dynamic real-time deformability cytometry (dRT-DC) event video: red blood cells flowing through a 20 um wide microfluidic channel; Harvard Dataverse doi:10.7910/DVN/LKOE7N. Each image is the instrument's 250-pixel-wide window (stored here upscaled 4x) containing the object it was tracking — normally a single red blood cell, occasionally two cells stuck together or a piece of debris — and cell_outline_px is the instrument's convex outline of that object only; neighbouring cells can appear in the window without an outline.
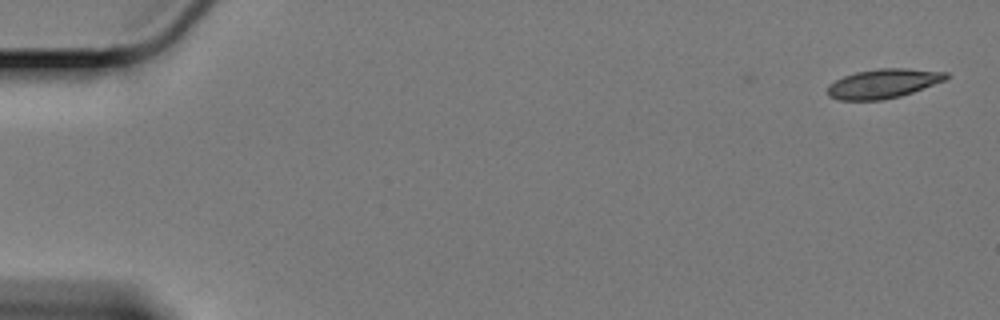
{"species": "Egyptian fruit bat (a non-hibernating species)", "species_latin": "Rousettus aegyptiacus", "temperature_condition": "cold", "stored_images_in_passage": 7, "camera_frame_rate_fps": 3000, "um_per_image_px": 0.085, "animal": {"sex": "female"}, "frame": {"image": 1, "passage_image": 1, "time_ms": 0.0, "image_size_px": [1000, 320], "cell_outline_px": [[952, 76], [948, 80], [900, 96], [880, 100], [840, 100], [828, 96], [828, 84], [844, 76], [856, 72], [880, 68], [908, 68], [948, 72]], "centroid_in_image_um": [75.14, 7.09], "position_along_channel_um": 9.9, "area_um2": 20.4}}